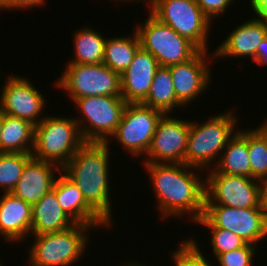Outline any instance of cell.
<instances>
[{"instance_id":"6da1fadb","label":"cell","mask_w":267,"mask_h":266,"mask_svg":"<svg viewBox=\"0 0 267 266\" xmlns=\"http://www.w3.org/2000/svg\"><path fill=\"white\" fill-rule=\"evenodd\" d=\"M142 166L149 175L160 218L165 221L185 215L194 223L203 216L206 188L205 178L199 174L202 169L180 163H143Z\"/></svg>"},{"instance_id":"7a4b0ae2","label":"cell","mask_w":267,"mask_h":266,"mask_svg":"<svg viewBox=\"0 0 267 266\" xmlns=\"http://www.w3.org/2000/svg\"><path fill=\"white\" fill-rule=\"evenodd\" d=\"M110 145L86 142L61 171L77 185L86 202L114 227L110 199Z\"/></svg>"},{"instance_id":"3957f363","label":"cell","mask_w":267,"mask_h":266,"mask_svg":"<svg viewBox=\"0 0 267 266\" xmlns=\"http://www.w3.org/2000/svg\"><path fill=\"white\" fill-rule=\"evenodd\" d=\"M231 109L209 116L204 122L190 121L185 164L208 170L215 166L227 142L239 130L236 114ZM206 168V169H205Z\"/></svg>"},{"instance_id":"277c9868","label":"cell","mask_w":267,"mask_h":266,"mask_svg":"<svg viewBox=\"0 0 267 266\" xmlns=\"http://www.w3.org/2000/svg\"><path fill=\"white\" fill-rule=\"evenodd\" d=\"M85 143L74 117L47 114L35 125L31 155L62 169Z\"/></svg>"},{"instance_id":"5b68a950","label":"cell","mask_w":267,"mask_h":266,"mask_svg":"<svg viewBox=\"0 0 267 266\" xmlns=\"http://www.w3.org/2000/svg\"><path fill=\"white\" fill-rule=\"evenodd\" d=\"M93 228V229H92ZM95 227L85 224L60 232L31 235L29 266H71L83 258L89 246L90 233ZM33 236V237H32ZM33 242V243H32Z\"/></svg>"},{"instance_id":"8992f818","label":"cell","mask_w":267,"mask_h":266,"mask_svg":"<svg viewBox=\"0 0 267 266\" xmlns=\"http://www.w3.org/2000/svg\"><path fill=\"white\" fill-rule=\"evenodd\" d=\"M150 13L162 23L187 38L201 51H210L211 22L197 5L196 0H145Z\"/></svg>"},{"instance_id":"52a82bcc","label":"cell","mask_w":267,"mask_h":266,"mask_svg":"<svg viewBox=\"0 0 267 266\" xmlns=\"http://www.w3.org/2000/svg\"><path fill=\"white\" fill-rule=\"evenodd\" d=\"M73 102L84 141L97 143H106L114 134L127 104L122 96H90Z\"/></svg>"},{"instance_id":"ba28073f","label":"cell","mask_w":267,"mask_h":266,"mask_svg":"<svg viewBox=\"0 0 267 266\" xmlns=\"http://www.w3.org/2000/svg\"><path fill=\"white\" fill-rule=\"evenodd\" d=\"M61 76L54 80L71 101L90 96H121L120 75L103 63H67Z\"/></svg>"},{"instance_id":"9c48e42d","label":"cell","mask_w":267,"mask_h":266,"mask_svg":"<svg viewBox=\"0 0 267 266\" xmlns=\"http://www.w3.org/2000/svg\"><path fill=\"white\" fill-rule=\"evenodd\" d=\"M145 21L143 25L137 23L133 30L139 36L141 47L157 59L159 66L168 67L188 61L200 51L195 44L150 12Z\"/></svg>"},{"instance_id":"30bf717a","label":"cell","mask_w":267,"mask_h":266,"mask_svg":"<svg viewBox=\"0 0 267 266\" xmlns=\"http://www.w3.org/2000/svg\"><path fill=\"white\" fill-rule=\"evenodd\" d=\"M196 224L208 228H223L237 234L246 243L257 246L267 237L261 207L232 208L217 204H205L203 216Z\"/></svg>"},{"instance_id":"8fae6325","label":"cell","mask_w":267,"mask_h":266,"mask_svg":"<svg viewBox=\"0 0 267 266\" xmlns=\"http://www.w3.org/2000/svg\"><path fill=\"white\" fill-rule=\"evenodd\" d=\"M163 113L139 103H127L114 134L106 142L119 143L126 153L135 157L146 156L159 119Z\"/></svg>"},{"instance_id":"7c38bea8","label":"cell","mask_w":267,"mask_h":266,"mask_svg":"<svg viewBox=\"0 0 267 266\" xmlns=\"http://www.w3.org/2000/svg\"><path fill=\"white\" fill-rule=\"evenodd\" d=\"M207 171H209L207 173ZM206 171L205 204H217L232 208L260 207V191L263 182L255 178Z\"/></svg>"},{"instance_id":"4fadbf2b","label":"cell","mask_w":267,"mask_h":266,"mask_svg":"<svg viewBox=\"0 0 267 266\" xmlns=\"http://www.w3.org/2000/svg\"><path fill=\"white\" fill-rule=\"evenodd\" d=\"M22 76L12 73L5 76L6 82L0 92V111L37 125L45 117L46 96H42V91L34 87L29 78Z\"/></svg>"},{"instance_id":"5bb4252c","label":"cell","mask_w":267,"mask_h":266,"mask_svg":"<svg viewBox=\"0 0 267 266\" xmlns=\"http://www.w3.org/2000/svg\"><path fill=\"white\" fill-rule=\"evenodd\" d=\"M190 120L163 114L142 163L185 164Z\"/></svg>"},{"instance_id":"9a60e30c","label":"cell","mask_w":267,"mask_h":266,"mask_svg":"<svg viewBox=\"0 0 267 266\" xmlns=\"http://www.w3.org/2000/svg\"><path fill=\"white\" fill-rule=\"evenodd\" d=\"M208 57L211 58L209 59ZM211 59L216 61L214 52L209 53L208 51L200 50L192 59L168 66L177 101L183 108L188 107V104H192L204 92L210 90L209 83L212 80V73L209 69L211 66L208 63H211L209 61Z\"/></svg>"},{"instance_id":"2e32d148","label":"cell","mask_w":267,"mask_h":266,"mask_svg":"<svg viewBox=\"0 0 267 266\" xmlns=\"http://www.w3.org/2000/svg\"><path fill=\"white\" fill-rule=\"evenodd\" d=\"M235 26L227 38L214 49L215 59L247 57L253 62L259 44L267 37V23L253 16Z\"/></svg>"},{"instance_id":"e0dca14e","label":"cell","mask_w":267,"mask_h":266,"mask_svg":"<svg viewBox=\"0 0 267 266\" xmlns=\"http://www.w3.org/2000/svg\"><path fill=\"white\" fill-rule=\"evenodd\" d=\"M159 64L157 59L140 47L128 68L120 75L121 96L127 103L141 104L147 97Z\"/></svg>"},{"instance_id":"ac0fdd59","label":"cell","mask_w":267,"mask_h":266,"mask_svg":"<svg viewBox=\"0 0 267 266\" xmlns=\"http://www.w3.org/2000/svg\"><path fill=\"white\" fill-rule=\"evenodd\" d=\"M52 190L57 201L66 215L76 224H85L95 227L111 228V226L86 202L77 185L62 171L54 182Z\"/></svg>"},{"instance_id":"d6986e66","label":"cell","mask_w":267,"mask_h":266,"mask_svg":"<svg viewBox=\"0 0 267 266\" xmlns=\"http://www.w3.org/2000/svg\"><path fill=\"white\" fill-rule=\"evenodd\" d=\"M61 168L51 162L34 159L26 163L12 194L33 206L53 188Z\"/></svg>"},{"instance_id":"ffe728a7","label":"cell","mask_w":267,"mask_h":266,"mask_svg":"<svg viewBox=\"0 0 267 266\" xmlns=\"http://www.w3.org/2000/svg\"><path fill=\"white\" fill-rule=\"evenodd\" d=\"M31 222L32 206L11 192H3L0 197V237L10 244L25 241L31 235Z\"/></svg>"},{"instance_id":"44dd1931","label":"cell","mask_w":267,"mask_h":266,"mask_svg":"<svg viewBox=\"0 0 267 266\" xmlns=\"http://www.w3.org/2000/svg\"><path fill=\"white\" fill-rule=\"evenodd\" d=\"M75 224L60 207L53 190L32 206V235L64 231Z\"/></svg>"},{"instance_id":"7402d4cb","label":"cell","mask_w":267,"mask_h":266,"mask_svg":"<svg viewBox=\"0 0 267 266\" xmlns=\"http://www.w3.org/2000/svg\"><path fill=\"white\" fill-rule=\"evenodd\" d=\"M227 142L217 164V173L250 177V159L247 145V129H240Z\"/></svg>"},{"instance_id":"603a6c76","label":"cell","mask_w":267,"mask_h":266,"mask_svg":"<svg viewBox=\"0 0 267 266\" xmlns=\"http://www.w3.org/2000/svg\"><path fill=\"white\" fill-rule=\"evenodd\" d=\"M34 130L31 122L3 114L0 153H32Z\"/></svg>"},{"instance_id":"cb8c5ba5","label":"cell","mask_w":267,"mask_h":266,"mask_svg":"<svg viewBox=\"0 0 267 266\" xmlns=\"http://www.w3.org/2000/svg\"><path fill=\"white\" fill-rule=\"evenodd\" d=\"M73 33V57L68 63L99 64L103 63L106 37L87 25Z\"/></svg>"},{"instance_id":"d4e9b609","label":"cell","mask_w":267,"mask_h":266,"mask_svg":"<svg viewBox=\"0 0 267 266\" xmlns=\"http://www.w3.org/2000/svg\"><path fill=\"white\" fill-rule=\"evenodd\" d=\"M141 104L159 110L163 114H172L173 110L182 109L183 106L175 95L169 67L157 68L148 95Z\"/></svg>"},{"instance_id":"484cf974","label":"cell","mask_w":267,"mask_h":266,"mask_svg":"<svg viewBox=\"0 0 267 266\" xmlns=\"http://www.w3.org/2000/svg\"><path fill=\"white\" fill-rule=\"evenodd\" d=\"M141 47L139 36L134 30L128 36H110L104 46L103 64L119 75L128 68L137 50Z\"/></svg>"},{"instance_id":"4316f807","label":"cell","mask_w":267,"mask_h":266,"mask_svg":"<svg viewBox=\"0 0 267 266\" xmlns=\"http://www.w3.org/2000/svg\"><path fill=\"white\" fill-rule=\"evenodd\" d=\"M259 125L247 129L250 178L267 182V119Z\"/></svg>"},{"instance_id":"83f0119b","label":"cell","mask_w":267,"mask_h":266,"mask_svg":"<svg viewBox=\"0 0 267 266\" xmlns=\"http://www.w3.org/2000/svg\"><path fill=\"white\" fill-rule=\"evenodd\" d=\"M31 153H0V190L10 193L19 181Z\"/></svg>"},{"instance_id":"f1b7e54d","label":"cell","mask_w":267,"mask_h":266,"mask_svg":"<svg viewBox=\"0 0 267 266\" xmlns=\"http://www.w3.org/2000/svg\"><path fill=\"white\" fill-rule=\"evenodd\" d=\"M179 242L178 248L172 250L170 255L174 266H214L200 250L201 246H198L196 238L191 236Z\"/></svg>"},{"instance_id":"f546056e","label":"cell","mask_w":267,"mask_h":266,"mask_svg":"<svg viewBox=\"0 0 267 266\" xmlns=\"http://www.w3.org/2000/svg\"><path fill=\"white\" fill-rule=\"evenodd\" d=\"M210 229V230H209ZM212 253L216 258L219 254L233 251L245 246L247 243L231 231L223 228H208Z\"/></svg>"},{"instance_id":"4dcf8cb0","label":"cell","mask_w":267,"mask_h":266,"mask_svg":"<svg viewBox=\"0 0 267 266\" xmlns=\"http://www.w3.org/2000/svg\"><path fill=\"white\" fill-rule=\"evenodd\" d=\"M256 248L259 247L247 243L239 249L219 254L215 259L219 266H251L254 263L255 255H257Z\"/></svg>"},{"instance_id":"1f68e13d","label":"cell","mask_w":267,"mask_h":266,"mask_svg":"<svg viewBox=\"0 0 267 266\" xmlns=\"http://www.w3.org/2000/svg\"><path fill=\"white\" fill-rule=\"evenodd\" d=\"M196 3L205 16L212 22L214 21L213 19L217 20V18L219 19L226 14L229 11V6H232L235 0H196Z\"/></svg>"},{"instance_id":"d6a6232c","label":"cell","mask_w":267,"mask_h":266,"mask_svg":"<svg viewBox=\"0 0 267 266\" xmlns=\"http://www.w3.org/2000/svg\"><path fill=\"white\" fill-rule=\"evenodd\" d=\"M46 0H0V12L3 10H23L32 8H40L43 5L45 6Z\"/></svg>"},{"instance_id":"836d02e7","label":"cell","mask_w":267,"mask_h":266,"mask_svg":"<svg viewBox=\"0 0 267 266\" xmlns=\"http://www.w3.org/2000/svg\"><path fill=\"white\" fill-rule=\"evenodd\" d=\"M249 2L255 15L267 23V0H250Z\"/></svg>"},{"instance_id":"e575fe53","label":"cell","mask_w":267,"mask_h":266,"mask_svg":"<svg viewBox=\"0 0 267 266\" xmlns=\"http://www.w3.org/2000/svg\"><path fill=\"white\" fill-rule=\"evenodd\" d=\"M254 63L260 66L267 65V37L259 44L256 50Z\"/></svg>"},{"instance_id":"d590c367","label":"cell","mask_w":267,"mask_h":266,"mask_svg":"<svg viewBox=\"0 0 267 266\" xmlns=\"http://www.w3.org/2000/svg\"><path fill=\"white\" fill-rule=\"evenodd\" d=\"M260 207L262 215L267 226V182H263L260 191Z\"/></svg>"},{"instance_id":"8d00e7d4","label":"cell","mask_w":267,"mask_h":266,"mask_svg":"<svg viewBox=\"0 0 267 266\" xmlns=\"http://www.w3.org/2000/svg\"><path fill=\"white\" fill-rule=\"evenodd\" d=\"M122 264V262L119 264L120 266H148V265H146L145 263H142V262H140V264L138 263V260H137V262H136V260L134 261H132V260H128V262L126 263V262H123V264ZM145 264V265H144Z\"/></svg>"},{"instance_id":"74e56055","label":"cell","mask_w":267,"mask_h":266,"mask_svg":"<svg viewBox=\"0 0 267 266\" xmlns=\"http://www.w3.org/2000/svg\"><path fill=\"white\" fill-rule=\"evenodd\" d=\"M2 127H3V113L0 111V137H1Z\"/></svg>"},{"instance_id":"f35d334b","label":"cell","mask_w":267,"mask_h":266,"mask_svg":"<svg viewBox=\"0 0 267 266\" xmlns=\"http://www.w3.org/2000/svg\"><path fill=\"white\" fill-rule=\"evenodd\" d=\"M114 1H117V2H118V1H122V2H124V3H126V2H128V3H130V2L132 3V2H133V3H135L136 1H137V3H138V2H139V3L142 2L141 0H114Z\"/></svg>"}]
</instances>
